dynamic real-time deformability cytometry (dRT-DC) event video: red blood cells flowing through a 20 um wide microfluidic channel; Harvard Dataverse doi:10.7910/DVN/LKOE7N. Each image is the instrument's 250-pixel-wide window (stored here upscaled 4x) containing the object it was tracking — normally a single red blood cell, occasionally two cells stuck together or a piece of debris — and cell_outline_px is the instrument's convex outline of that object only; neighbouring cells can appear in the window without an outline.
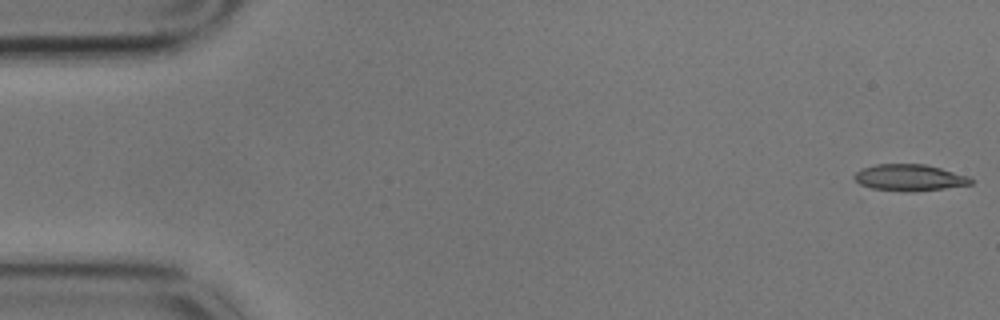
{"species": "common noctule bat (a hibernating species)", "species_latin": "Nyctalus noctula", "temperature_condition": "cold", "stored_images_in_passage": 14, "camera_frame_rate_fps": 3000, "um_per_image_px": 0.085, "animal": {"sex": "male", "body_mass_g": 17.9}, "frame": {"image": 1, "passage_image": 1, "time_ms": 0.0, "image_size_px": [1000, 320], "cell_outline_px": [[972, 184], [944, 188], [912, 192], [868, 192], [852, 176], [860, 168], [876, 164], [924, 164], [940, 168], [968, 176], [972, 180]], "centroid_in_image_um": [77.15, 15.14], "position_along_channel_um": 7.8, "area_um2": 18.73}}
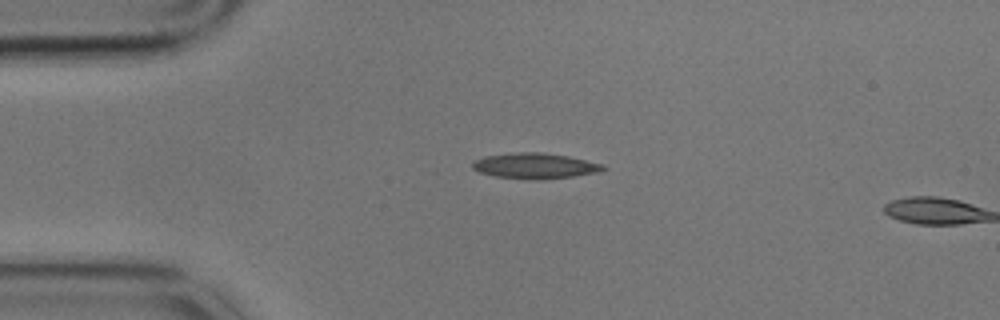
{"frame": {"image": 2, "passage_image": 13, "time_ms": 4.0, "image_size_px": [1000, 320], "cell_outline_px": [[608, 168], [596, 172], [572, 176], [540, 180], [536, 180], [496, 176], [480, 172], [472, 168], [472, 164], [476, 160], [484, 156], [520, 152], [544, 152], [568, 156], [604, 164]], "centroid_in_image_um": [45.49, 14.09], "position_along_channel_um": 39.5, "area_um2": 19.31}}